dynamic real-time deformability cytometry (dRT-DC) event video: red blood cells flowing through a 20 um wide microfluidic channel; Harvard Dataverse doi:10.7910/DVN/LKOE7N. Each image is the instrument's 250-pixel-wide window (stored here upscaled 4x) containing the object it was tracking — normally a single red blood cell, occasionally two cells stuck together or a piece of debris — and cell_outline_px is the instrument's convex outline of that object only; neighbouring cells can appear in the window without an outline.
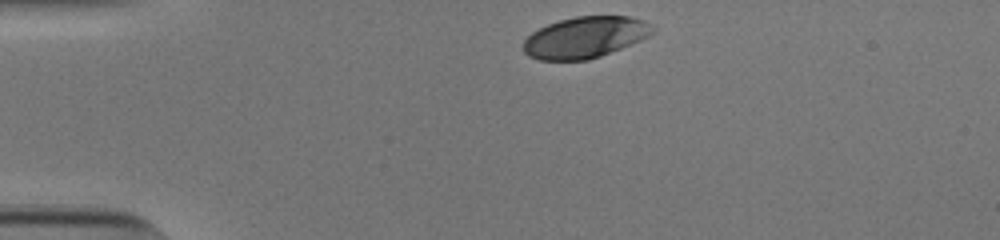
{"species": "human", "species_latin": "Homo sapiens", "temperature_condition": "cold", "stored_images_in_passage": 33, "camera_frame_rate_fps": 3000, "um_per_image_px": 0.085, "donor": {"sex": "male"}, "frame": {"image": 1, "passage_image": 1, "time_ms": 0.0, "image_size_px": [1000, 240], "cell_outline_px": [[656, 32], [640, 40], [600, 56], [588, 60], [540, 60], [528, 56], [524, 52], [524, 40], [532, 32], [548, 24], [560, 20], [576, 16], [632, 16], [644, 20], [656, 28]], "centroid_in_image_um": [49.75, 3.16], "position_along_channel_um": 35.2, "area_um2": 31.04}}
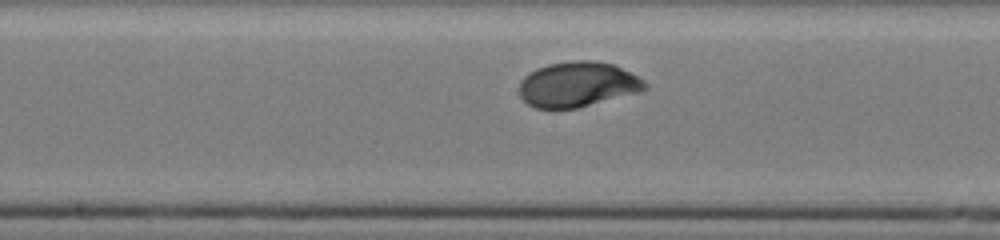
{"frame": {"image": 2, "passage_image": 18, "time_ms": 5.667, "image_size_px": [1000, 240], "cell_outline_px": [[648, 88], [636, 92], [576, 108], [536, 108], [528, 104], [520, 96], [520, 80], [528, 72], [536, 68], [548, 64], [572, 60], [592, 60], [616, 64], [644, 80], [648, 84]], "centroid_in_image_um": [49.08, 7.15], "position_along_channel_um": 199.1, "area_um2": 33.0}}
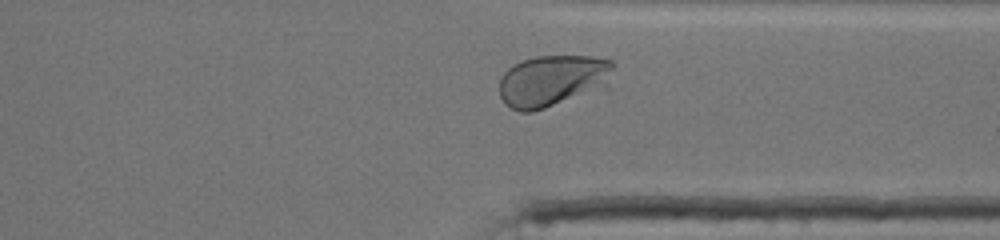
{"frame": {"image": 3, "passage_image": 31, "time_ms": 10.0, "image_size_px": [1000, 240], "cell_outline_px": [[616, 64], [612, 68], [576, 92], [544, 108], [532, 112], [520, 112], [504, 104], [500, 96], [500, 76], [512, 64], [520, 60], [536, 56], [592, 56], [612, 60]], "centroid_in_image_um": [46.61, 6.78], "position_along_channel_um": 364.8, "area_um2": 31.27}, "authors_computed_cell_mechanics": {"area_um2": 32.5414, "velocity_mm_per_s": 3.7965, "shape_relaxation_time_tau1_ms": 2.4113, "shape_relaxation_time_tau2_ms": null, "deformation_change_tau1": 0.1229, "deformation_change_tau2": null}}